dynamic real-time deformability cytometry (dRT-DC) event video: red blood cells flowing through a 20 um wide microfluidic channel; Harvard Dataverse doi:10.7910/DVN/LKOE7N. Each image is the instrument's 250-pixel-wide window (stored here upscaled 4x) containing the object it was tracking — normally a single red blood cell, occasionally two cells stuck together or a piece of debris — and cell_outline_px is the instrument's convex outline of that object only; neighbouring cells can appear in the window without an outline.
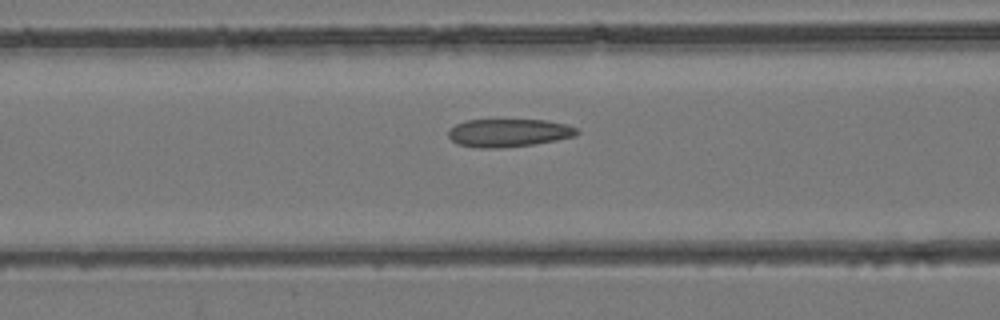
{"species": "common noctule bat (a hibernating species)", "species_latin": "Nyctalus noctula", "temperature_condition": "room temperature", "stored_images_in_passage": 29, "camera_frame_rate_fps": 3000, "um_per_image_px": 0.085, "animal": {"sex": "female", "body_mass_g": 24.6, "forearm_length_mm": 56.2}, "frame": {"image": 1, "passage_image": 6, "time_ms": 1.667, "image_size_px": [1000, 320], "cell_outline_px": [[580, 132], [576, 136], [536, 144], [500, 148], [480, 148], [456, 144], [448, 136], [448, 128], [464, 120], [548, 120], [568, 124], [576, 128]], "centroid_in_image_um": [43.23, 11.29], "position_along_channel_um": 123.4, "area_um2": 21.27}}
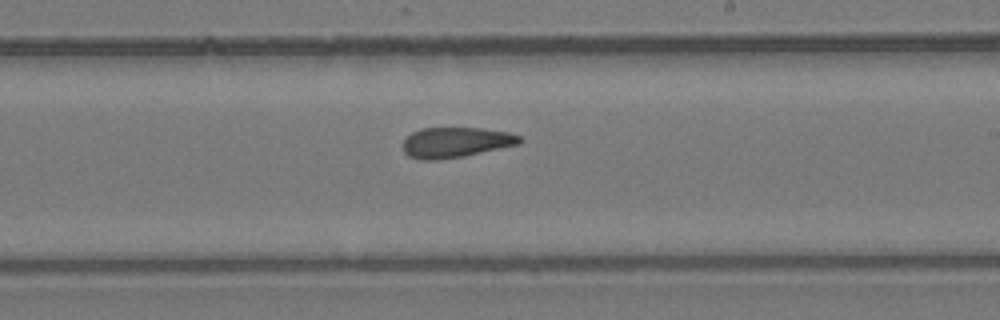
{"frame": {"image": 2, "passage_image": 14, "time_ms": 4.333, "image_size_px": [1000, 320], "cell_outline_px": [[524, 140], [520, 144], [464, 156], [436, 160], [420, 160], [408, 156], [404, 152], [404, 140], [412, 132], [420, 128], [484, 128], [508, 132], [520, 136]], "centroid_in_image_um": [38.75, 12.1], "position_along_channel_um": 250.2, "area_um2": 20.69}}
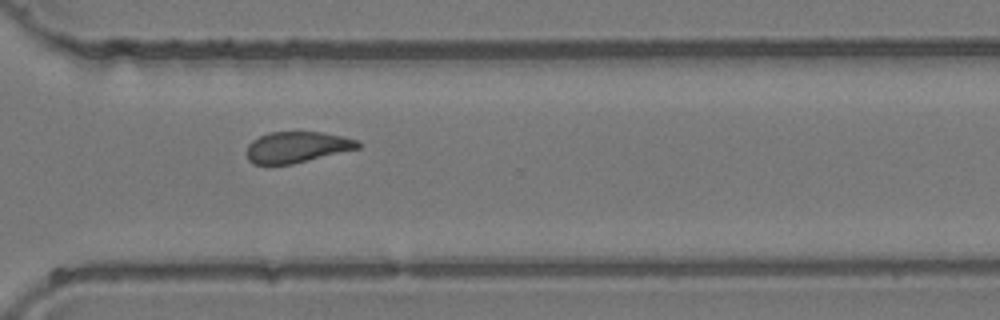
{"frame": {"image": 3, "passage_image": 20, "time_ms": 6.333, "image_size_px": [1000, 320], "cell_outline_px": [[360, 148], [292, 164], [252, 164], [248, 160], [248, 144], [252, 140], [268, 132], [324, 132], [360, 140]], "centroid_in_image_um": [25.26, 12.5], "position_along_channel_um": 345.3, "area_um2": 20.11}}